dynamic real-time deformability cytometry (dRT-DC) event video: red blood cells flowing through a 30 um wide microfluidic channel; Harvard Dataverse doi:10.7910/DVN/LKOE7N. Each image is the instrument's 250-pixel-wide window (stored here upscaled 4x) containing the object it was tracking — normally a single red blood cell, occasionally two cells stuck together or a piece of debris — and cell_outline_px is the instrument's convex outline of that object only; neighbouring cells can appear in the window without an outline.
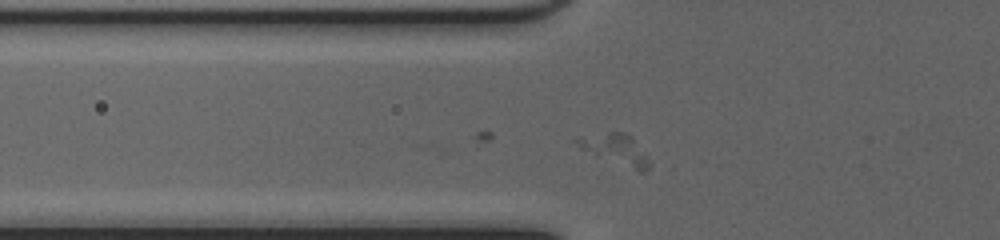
{"species": "common noctule bat (a hibernating species)", "species_latin": "Nyctalus noctula", "temperature_condition": "cold", "stored_images_in_passage": 12, "camera_frame_rate_fps": 3000, "um_per_image_px": 0.085, "animal": {"sex": "female", "body_mass_g": 20.0, "forearm_length_mm": 54.0}, "frame": {"image": 1, "passage_image": 6, "time_ms": 1.667, "image_size_px": [1000, 240], "cell_outline_px": [[648, 168], [644, 172], [640, 172], [580, 148], [572, 140], [612, 132], [624, 132], [632, 136], [648, 160]], "centroid_in_image_um": [52.36, 12.7], "position_along_channel_um": 73.4, "area_um2": 11.96}}
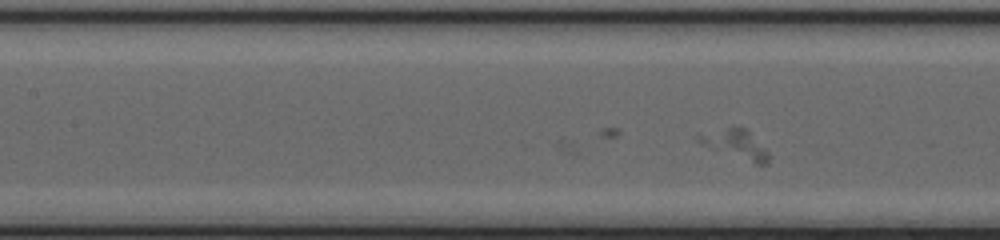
{"frame": {"image": 2, "passage_image": 12, "time_ms": 3.667, "image_size_px": [1000, 240], "cell_outline_px": [[768, 164], [756, 164], [700, 144], [692, 136], [728, 128], [744, 128], [768, 152]], "centroid_in_image_um": [62.49, 12.28], "position_along_channel_um": 144.9, "area_um2": 11.21}}